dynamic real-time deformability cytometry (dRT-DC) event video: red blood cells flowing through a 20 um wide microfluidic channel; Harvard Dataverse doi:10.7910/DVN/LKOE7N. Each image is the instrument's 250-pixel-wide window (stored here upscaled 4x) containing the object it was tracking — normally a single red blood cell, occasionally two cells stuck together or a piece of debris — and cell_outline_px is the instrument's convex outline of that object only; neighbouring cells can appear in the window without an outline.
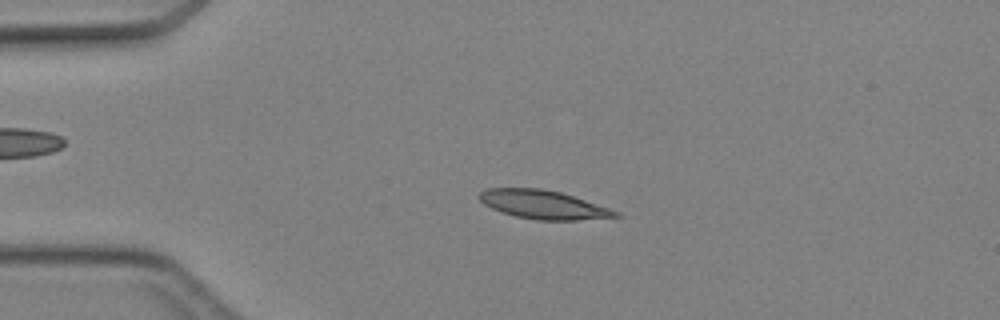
{"species": "Egyptian fruit bat (a non-hibernating species)", "species_latin": "Rousettus aegyptiacus", "temperature_condition": "cold", "stored_images_in_passage": 45, "camera_frame_rate_fps": 3000, "um_per_image_px": 0.085, "animal": {"sex": "female"}, "frame": {"image": 1, "passage_image": 10, "time_ms": 3.0, "image_size_px": [1000, 320], "cell_outline_px": [[624, 216], [576, 220], [536, 220], [516, 216], [500, 212], [484, 204], [476, 196], [480, 192], [488, 188], [540, 188], [560, 192], [620, 212]], "centroid_in_image_um": [46.15, 17.39], "position_along_channel_um": 38.9, "area_um2": 22.6}}
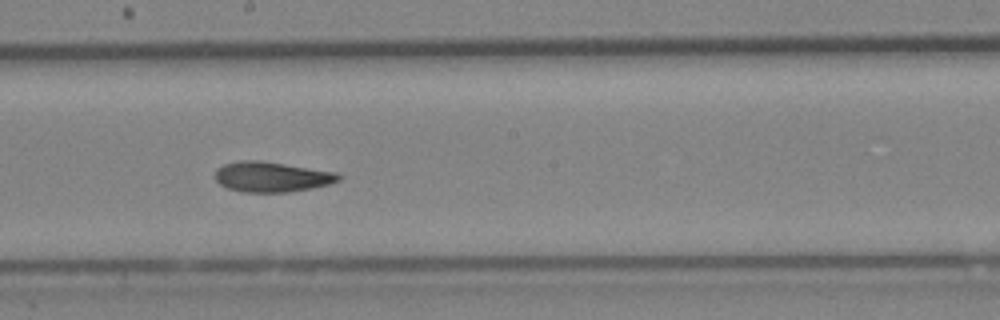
{"frame": {"image": 2, "passage_image": 25, "time_ms": 8.0, "image_size_px": [1000, 320], "cell_outline_px": [[344, 176], [340, 180], [328, 184], [312, 188], [288, 192], [244, 192], [228, 188], [220, 184], [212, 176], [216, 168], [224, 164], [240, 160], [260, 160], [336, 172]], "centroid_in_image_um": [23.07, 15.02], "position_along_channel_um": 225.1, "area_um2": 21.91}}
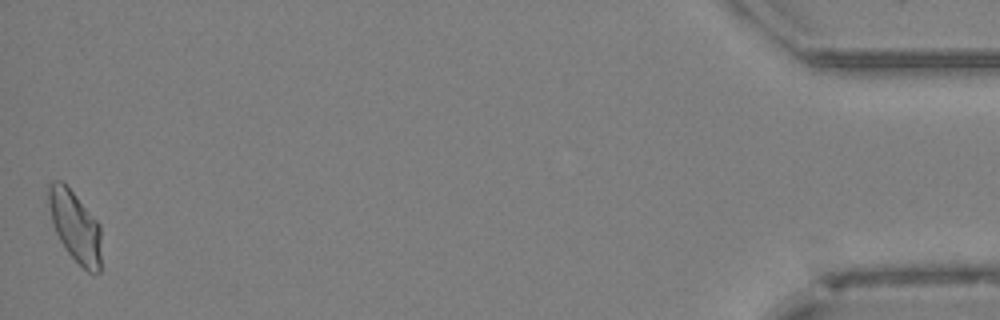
{"frame": {"image": 3, "passage_image": 45, "time_ms": 14.667, "image_size_px": [1000, 320], "cell_outline_px": [[100, 272], [88, 272], [68, 252], [60, 240], [56, 232], [52, 220], [48, 204], [48, 184], [56, 180], [60, 180], [76, 196], [100, 224]], "centroid_in_image_um": [6.38, 19.23], "position_along_channel_um": 428.8, "area_um2": 21.27}}